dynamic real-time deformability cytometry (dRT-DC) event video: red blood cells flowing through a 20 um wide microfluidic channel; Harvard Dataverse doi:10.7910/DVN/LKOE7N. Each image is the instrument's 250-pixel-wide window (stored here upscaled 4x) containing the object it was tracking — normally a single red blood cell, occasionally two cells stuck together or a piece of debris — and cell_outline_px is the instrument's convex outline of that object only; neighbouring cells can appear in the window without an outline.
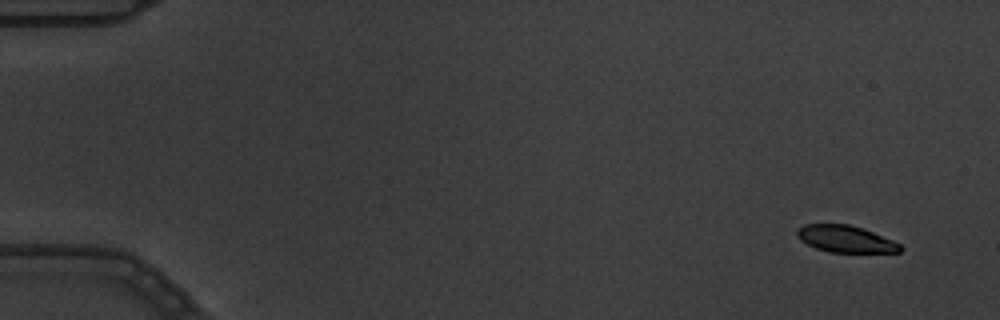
{"species": "common noctule bat (a hibernating species)", "species_latin": "Nyctalus noctula", "temperature_condition": "warm", "stored_images_in_passage": 6, "segment_of_instrument_passage": [1, 2], "camera_frame_rate_fps": 3000, "um_per_image_px": 0.085, "animal": {"sex": "male", "body_mass_g": 19.5, "forearm_length_mm": 54.6}, "frame": {"image": 1, "passage_image": 1, "time_ms": 0.0, "image_size_px": [1000, 320], "cell_outline_px": [[904, 248], [900, 252], [828, 252], [816, 248], [800, 240], [796, 236], [796, 228], [804, 224], [848, 224], [864, 228], [892, 240], [900, 244]], "centroid_in_image_um": [71.85, 20.3], "position_along_channel_um": 13.1, "area_um2": 16.24}}